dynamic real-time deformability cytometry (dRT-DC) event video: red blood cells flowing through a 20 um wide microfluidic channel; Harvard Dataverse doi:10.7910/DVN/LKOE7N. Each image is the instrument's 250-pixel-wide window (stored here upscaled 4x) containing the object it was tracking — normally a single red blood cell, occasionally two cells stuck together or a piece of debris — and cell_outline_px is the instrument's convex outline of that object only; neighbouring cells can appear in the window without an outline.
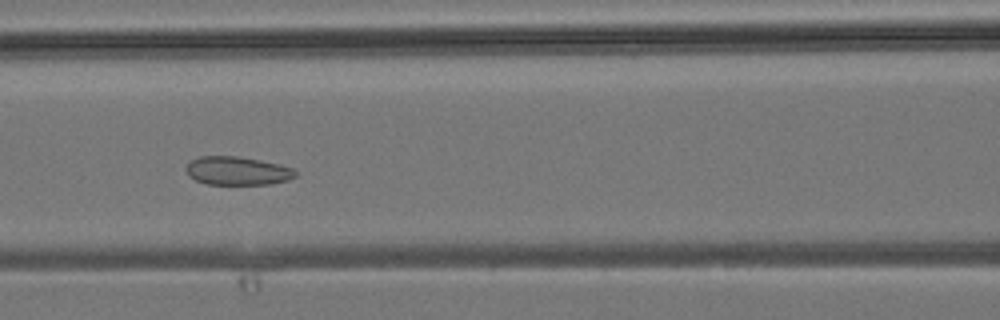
{"species": "common noctule bat (a hibernating species)", "species_latin": "Nyctalus noctula", "temperature_condition": "room temperature", "stored_images_in_passage": 41, "camera_frame_rate_fps": 3000, "um_per_image_px": 0.085, "animal": {"sex": "male", "body_mass_g": 19.2, "forearm_length_mm": 51.8}, "frame": {"image": 1, "passage_image": 18, "time_ms": 5.667, "image_size_px": [1000, 320], "cell_outline_px": [[296, 176], [288, 180], [272, 184], [208, 184], [196, 180], [188, 176], [188, 164], [192, 160], [200, 156], [236, 156], [260, 160], [280, 164], [292, 168], [296, 172]], "centroid_in_image_um": [20.21, 14.52], "position_along_channel_um": 146.4, "area_um2": 17.98}}
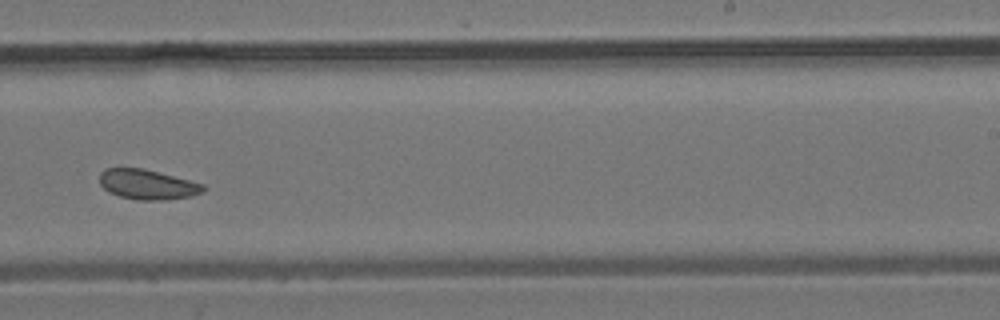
{"frame": {"image": 2, "passage_image": 26, "time_ms": 8.333, "image_size_px": [1000, 320], "cell_outline_px": [[208, 188], [204, 192], [192, 196], [164, 200], [136, 200], [120, 196], [108, 192], [100, 184], [100, 172], [104, 168], [144, 168], [204, 184]], "centroid_in_image_um": [12.55, 15.68], "position_along_channel_um": 276.4, "area_um2": 18.26}}
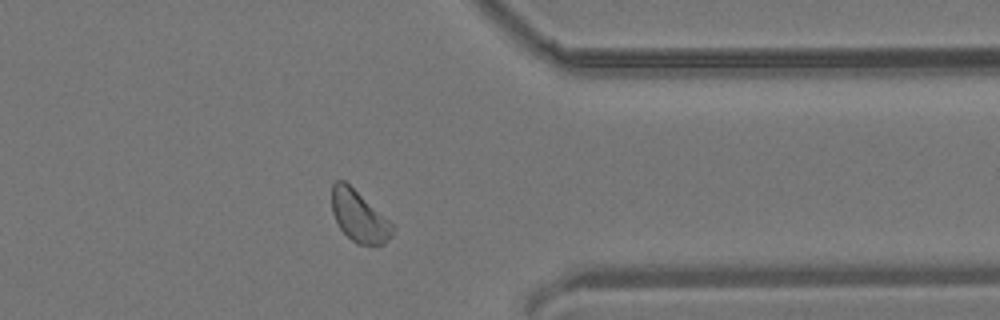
{"frame": {"image": 3, "passage_image": 33, "time_ms": 10.667, "image_size_px": [1000, 320], "cell_outline_px": [[396, 228], [392, 236], [384, 244], [356, 244], [340, 228], [332, 212], [332, 184], [336, 180], [344, 180], [388, 220]], "centroid_in_image_um": [30.52, 18.39], "position_along_channel_um": 380.9, "area_um2": 17.74}}